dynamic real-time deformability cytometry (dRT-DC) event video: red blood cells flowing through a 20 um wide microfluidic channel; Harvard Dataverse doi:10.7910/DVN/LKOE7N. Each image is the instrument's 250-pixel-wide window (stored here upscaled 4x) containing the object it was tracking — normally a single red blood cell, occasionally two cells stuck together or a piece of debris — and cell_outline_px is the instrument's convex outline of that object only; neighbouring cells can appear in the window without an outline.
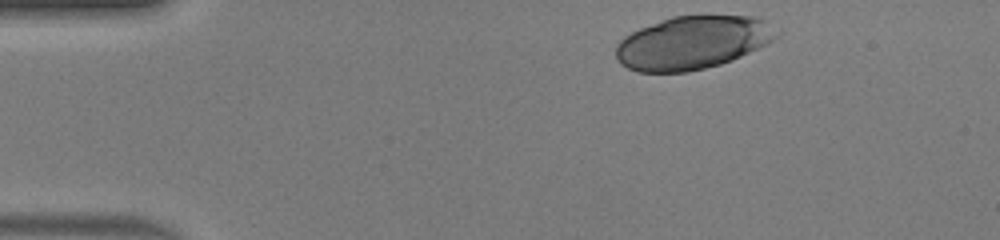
{"species": "human", "species_latin": "Homo sapiens", "temperature_condition": "warm", "stored_images_in_passage": 37, "camera_frame_rate_fps": 3000, "um_per_image_px": 0.085, "donor": {"sex": "male"}, "frame": {"image": 1, "passage_image": 1, "time_ms": 0.0, "image_size_px": [1000, 240], "cell_outline_px": [[784, 32], [780, 36], [768, 44], [732, 60], [720, 64], [688, 72], [636, 72], [620, 64], [616, 60], [616, 44], [624, 36], [640, 28], [672, 16], [752, 16], [764, 20]], "centroid_in_image_um": [58.9, 3.63], "position_along_channel_um": 26.1, "area_um2": 50.11}}